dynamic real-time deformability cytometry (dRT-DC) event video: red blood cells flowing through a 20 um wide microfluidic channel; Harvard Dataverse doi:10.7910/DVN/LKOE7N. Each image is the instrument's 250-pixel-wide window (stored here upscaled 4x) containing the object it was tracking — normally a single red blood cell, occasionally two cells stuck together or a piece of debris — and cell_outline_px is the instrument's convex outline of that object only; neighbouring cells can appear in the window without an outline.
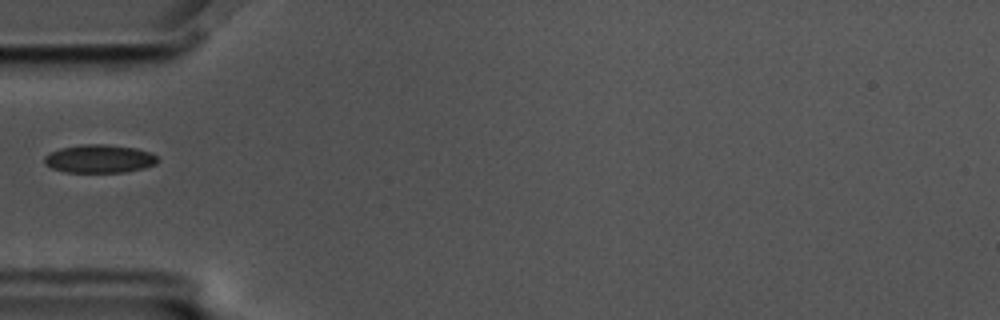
{"species": "common noctule bat (a hibernating species)", "species_latin": "Nyctalus noctula", "temperature_condition": "cold", "stored_images_in_passage": 3, "camera_frame_rate_fps": 3000, "um_per_image_px": 0.085, "animal": {"sex": "male", "body_mass_g": 17.5, "forearm_length_mm": 52.3}, "frame": {"image": 1, "passage_image": 1, "time_ms": 0.0, "image_size_px": [1000, 320], "cell_outline_px": [[160, 160], [156, 164], [144, 168], [124, 172], [64, 172], [52, 168], [44, 164], [44, 156], [60, 148], [80, 144], [104, 144], [136, 148], [152, 152]], "centroid_in_image_um": [8.46, 13.49], "position_along_channel_um": 76.5, "area_um2": 18.79}}